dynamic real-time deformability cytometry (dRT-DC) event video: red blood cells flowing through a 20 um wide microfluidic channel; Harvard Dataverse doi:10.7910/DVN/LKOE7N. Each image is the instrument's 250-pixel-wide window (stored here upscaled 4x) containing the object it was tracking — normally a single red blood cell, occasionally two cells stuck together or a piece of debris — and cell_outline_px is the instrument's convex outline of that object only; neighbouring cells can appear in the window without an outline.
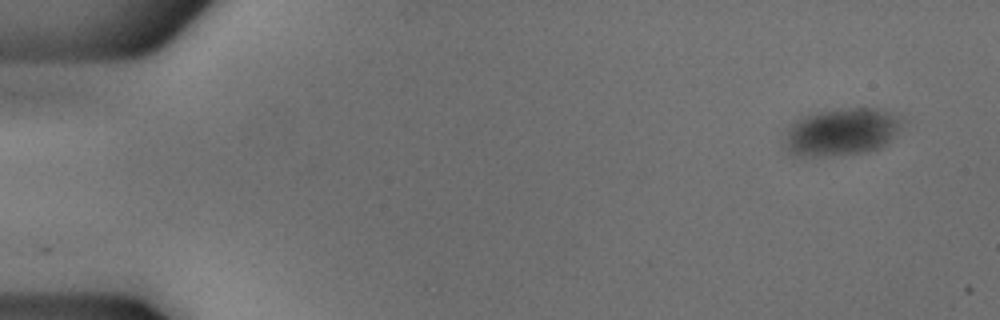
{"species": "common noctule bat (a hibernating species)", "species_latin": "Nyctalus noctula", "temperature_condition": "cold", "stored_images_in_passage": 51, "camera_frame_rate_fps": 3000, "um_per_image_px": 0.085, "animal": {"sex": "male", "body_mass_g": 18.8}, "frame": {"image": 1, "passage_image": 1, "time_ms": 0.0, "image_size_px": [1000, 320], "cell_outline_px": [[904, 120], [900, 128], [880, 148], [864, 152], [828, 156], [796, 156], [788, 152], [784, 148], [788, 132], [792, 124], [796, 120], [804, 116], [820, 112], [848, 108], [876, 108]], "centroid_in_image_um": [71.5, 11.23], "position_along_channel_um": 13.5, "area_um2": 31.79}}
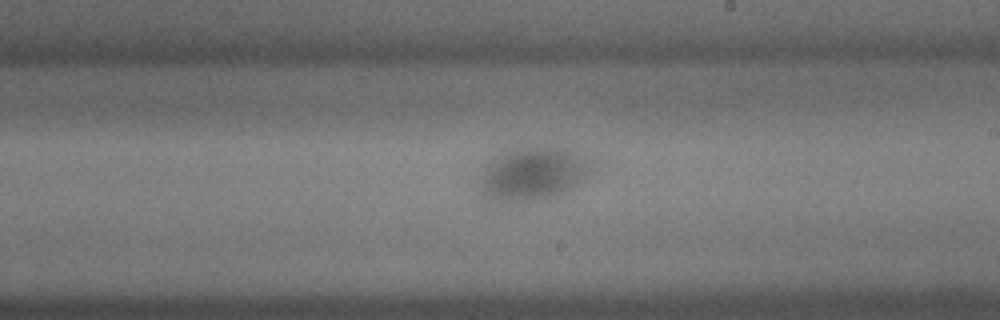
{"frame": {"image": 2, "passage_image": 29, "time_ms": 9.333, "image_size_px": [1000, 320], "cell_outline_px": [[596, 168], [584, 180], [560, 196], [548, 200], [504, 204], [484, 204], [480, 176], [484, 164], [492, 156], [504, 148], [568, 148], [596, 156]], "centroid_in_image_um": [45.34, 14.8], "position_along_channel_um": 243.7, "area_um2": 37.51}}
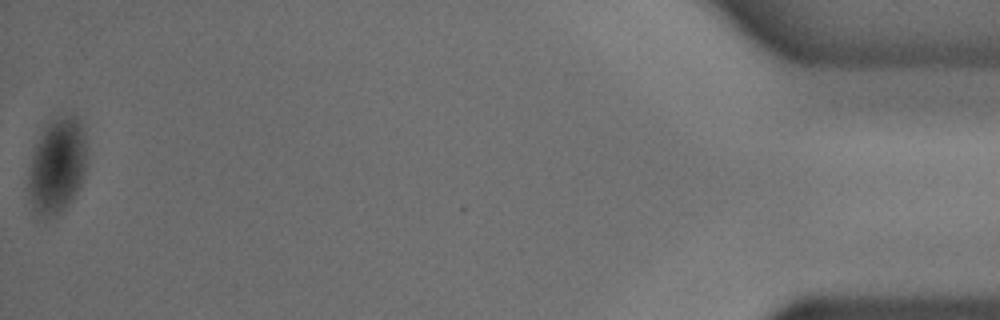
{"frame": {"image": 3, "passage_image": 51, "time_ms": 16.667, "image_size_px": [1000, 320], "cell_outline_px": [[88, 160], [84, 176], [72, 200], [56, 216], [40, 216], [36, 212], [28, 200], [28, 176], [32, 156], [36, 144], [44, 128], [56, 116], [72, 112], [80, 120], [84, 128]], "centroid_in_image_um": [4.89, 14.04], "position_along_channel_um": 430.3, "area_um2": 33.06}}